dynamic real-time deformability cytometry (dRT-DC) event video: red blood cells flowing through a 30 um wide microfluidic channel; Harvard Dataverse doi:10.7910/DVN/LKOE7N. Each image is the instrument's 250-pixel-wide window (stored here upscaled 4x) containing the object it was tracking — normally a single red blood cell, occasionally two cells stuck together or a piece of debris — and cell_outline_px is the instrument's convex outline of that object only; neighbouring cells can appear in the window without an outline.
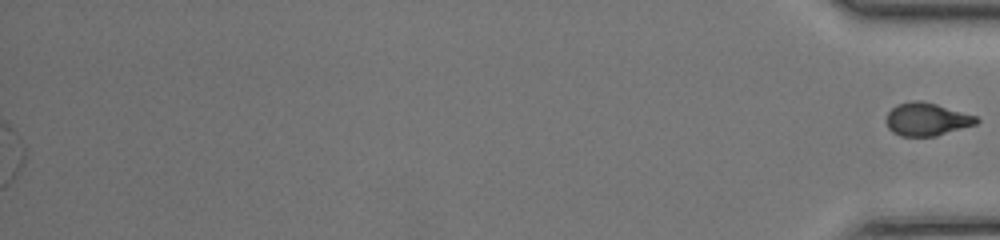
{"species": "common noctule bat (a hibernating species)", "species_latin": "Nyctalus noctula", "temperature_condition": "room temperature", "stored_images_in_passage": 49, "segment_of_instrument_passage": [2, 2], "camera_frame_rate_fps": 3000, "um_per_image_px": 0.085, "animal": {"sex": "female", "body_mass_g": 17.0, "forearm_length_mm": 48.0}, "frame": {"image": 1, "passage_image": 49, "time_ms": 16.0, "image_size_px": [1000, 240], "cell_outline_px": [[980, 120], [976, 124], [936, 136], [900, 136], [892, 132], [888, 128], [884, 120], [888, 112], [892, 108], [900, 104], [916, 100], [920, 100], [936, 104], [976, 116]], "centroid_in_image_um": [78.74, 10.15], "position_along_channel_um": 356.5, "area_um2": 17.22}}